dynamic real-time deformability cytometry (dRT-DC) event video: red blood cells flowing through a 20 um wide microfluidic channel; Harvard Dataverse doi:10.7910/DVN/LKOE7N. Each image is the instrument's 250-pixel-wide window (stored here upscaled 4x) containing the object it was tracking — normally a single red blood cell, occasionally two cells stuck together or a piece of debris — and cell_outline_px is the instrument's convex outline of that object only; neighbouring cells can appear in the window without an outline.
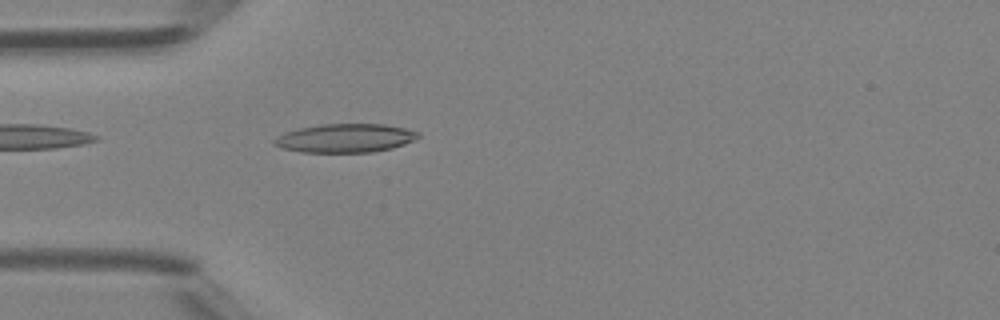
{"species": "Egyptian fruit bat (a non-hibernating species)", "species_latin": "Rousettus aegyptiacus", "temperature_condition": "room temperature", "stored_images_in_passage": 34, "camera_frame_rate_fps": 3000, "um_per_image_px": 0.085, "animal": {"sex": "female"}, "frame": {"image": 1, "passage_image": 1, "time_ms": 0.0, "image_size_px": [1000, 320], "cell_outline_px": [[420, 136], [416, 140], [392, 148], [372, 152], [300, 152], [280, 148], [272, 144], [272, 140], [276, 136], [284, 132], [300, 128], [320, 124], [384, 124], [404, 128], [420, 132]], "centroid_in_image_um": [29.32, 11.74], "position_along_channel_um": 55.7, "area_um2": 24.28}}
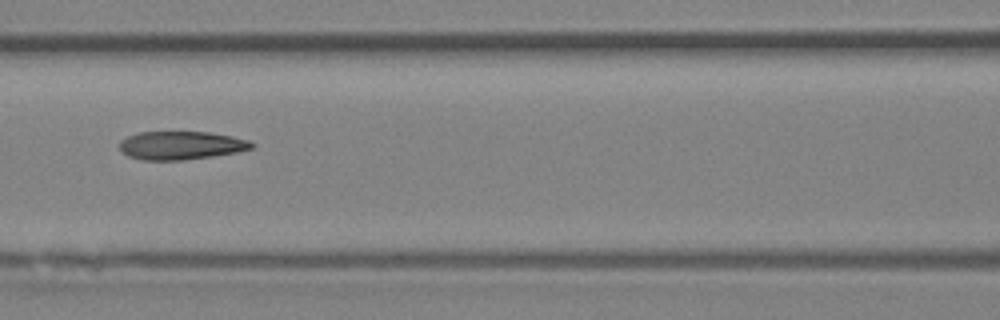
{"frame": {"image": 2, "passage_image": 8, "time_ms": 2.333, "image_size_px": [1000, 320], "cell_outline_px": [[252, 148], [236, 152], [212, 156], [180, 160], [144, 160], [128, 156], [120, 148], [120, 140], [128, 136], [140, 132], [208, 132], [232, 136], [248, 140], [252, 144]], "centroid_in_image_um": [15.36, 12.35], "position_along_channel_um": 151.2, "area_um2": 21.5}}
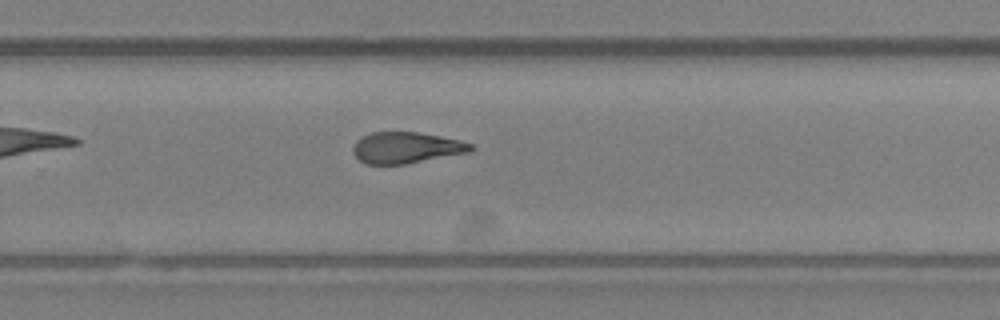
{"frame": {"image": 3, "passage_image": 18, "time_ms": 5.667, "image_size_px": [1000, 320], "cell_outline_px": [[476, 148], [472, 152], [404, 164], [368, 164], [360, 160], [352, 152], [352, 148], [356, 140], [372, 132], [416, 132], [460, 140], [472, 144]], "centroid_in_image_um": [34.56, 12.55], "position_along_channel_um": 295.2, "area_um2": 21.39}, "authors_computed_cell_mechanics": {"area_um2": 22.0796, "velocity_mm_per_s": 4.3426, "shape_relaxation_time_tau1_ms": null, "shape_relaxation_time_tau2_ms": 3.5122, "deformation_change_tau1": null, "deformation_change_tau2": 0.1236}}